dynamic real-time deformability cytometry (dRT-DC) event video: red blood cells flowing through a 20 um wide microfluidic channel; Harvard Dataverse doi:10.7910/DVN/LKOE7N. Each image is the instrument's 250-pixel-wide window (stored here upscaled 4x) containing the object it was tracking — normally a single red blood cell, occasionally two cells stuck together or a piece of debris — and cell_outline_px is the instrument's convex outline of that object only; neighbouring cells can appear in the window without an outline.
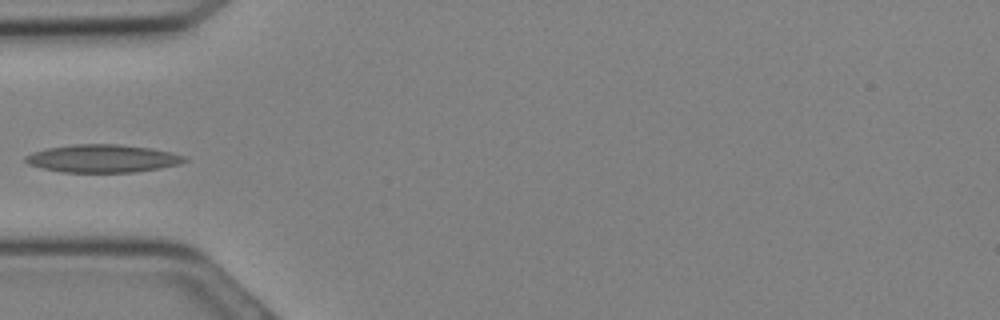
{"species": "Egyptian fruit bat (a non-hibernating species)", "species_latin": "Rousettus aegyptiacus", "temperature_condition": "cold", "stored_images_in_passage": 2, "camera_frame_rate_fps": 3000, "um_per_image_px": 0.085, "animal": {"sex": "female"}, "frame": {"image": 1, "passage_image": 1, "time_ms": 0.0, "image_size_px": [1000, 320], "cell_outline_px": [[188, 160], [180, 164], [160, 168], [136, 172], [60, 172], [28, 164], [24, 160], [24, 156], [32, 152], [44, 148], [72, 144], [120, 144], [148, 148], [168, 152], [184, 156]], "centroid_in_image_um": [8.67, 13.47], "position_along_channel_um": 76.3, "area_um2": 25.84}}